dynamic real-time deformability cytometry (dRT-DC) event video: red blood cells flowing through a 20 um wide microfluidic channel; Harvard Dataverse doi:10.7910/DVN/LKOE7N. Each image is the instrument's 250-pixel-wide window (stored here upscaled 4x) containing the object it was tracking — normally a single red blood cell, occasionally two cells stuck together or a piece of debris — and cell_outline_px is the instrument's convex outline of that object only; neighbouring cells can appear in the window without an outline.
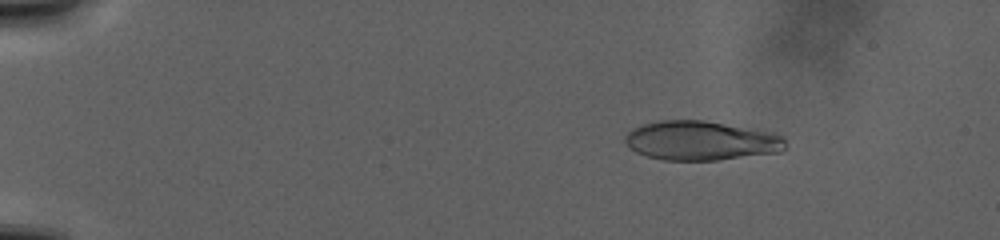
{"species": "human", "species_latin": "Homo sapiens", "temperature_condition": "warm", "stored_images_in_passage": 69, "camera_frame_rate_fps": 3000, "um_per_image_px": 0.085, "donor": {"sex": "male"}, "frame": {"image": 1, "passage_image": 10, "time_ms": 5.667, "image_size_px": [1000, 240], "cell_outline_px": [[788, 148], [780, 152], [716, 160], [664, 160], [648, 156], [636, 152], [628, 148], [624, 140], [624, 136], [632, 128], [640, 124], [660, 120], [704, 120], [776, 132], [784, 136], [788, 144]], "centroid_in_image_um": [59.62, 11.94], "position_along_channel_um": 25.4, "area_um2": 37.34}}
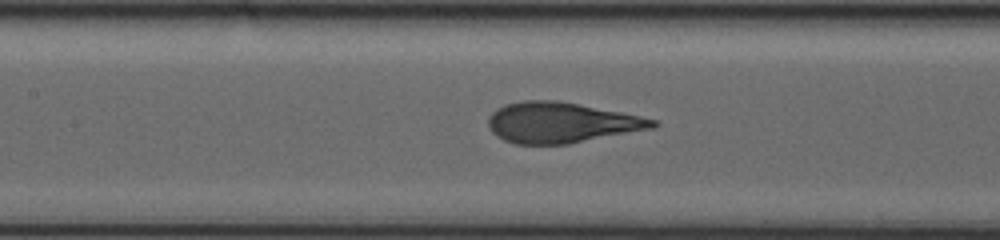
{"frame": {"image": 2, "passage_image": 46, "time_ms": 19.333, "image_size_px": [1000, 240], "cell_outline_px": [[660, 124], [656, 128], [568, 144], [516, 144], [504, 140], [496, 136], [488, 128], [488, 116], [496, 108], [504, 104], [524, 100], [560, 100], [640, 116], [656, 120]], "centroid_in_image_um": [47.69, 10.42], "position_along_channel_um": 159.7, "area_um2": 39.19}}
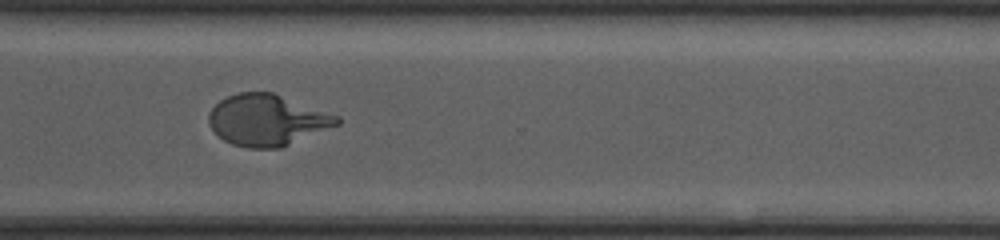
{"frame": {"image": 3, "passage_image": 68, "time_ms": 29.667, "image_size_px": [1000, 240], "cell_outline_px": [[340, 124], [280, 148], [248, 148], [232, 144], [224, 140], [208, 124], [208, 112], [220, 100], [236, 92], [272, 92], [340, 116]], "centroid_in_image_um": [22.7, 10.2], "position_along_channel_um": 347.9, "area_um2": 38.21}}